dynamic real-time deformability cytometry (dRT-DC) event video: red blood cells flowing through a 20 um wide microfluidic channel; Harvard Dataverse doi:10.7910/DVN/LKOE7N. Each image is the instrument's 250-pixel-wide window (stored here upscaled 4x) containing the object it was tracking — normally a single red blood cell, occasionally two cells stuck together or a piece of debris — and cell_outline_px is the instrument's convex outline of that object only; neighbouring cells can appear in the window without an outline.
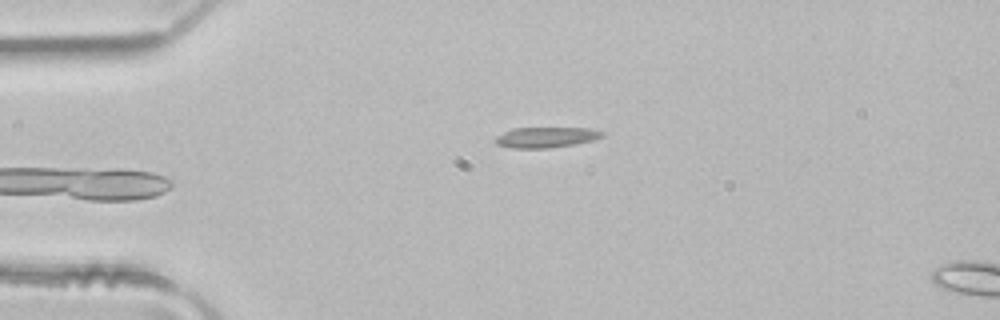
{"species": "common noctule bat (a hibernating species)", "species_latin": "Nyctalus noctula", "temperature_condition": "room temperature", "stored_images_in_passage": 4, "camera_frame_rate_fps": 3000, "um_per_image_px": 0.085, "animal": {"sex": "male", "body_mass_g": 21.5, "forearm_length_mm": 52.0}, "frame": {"image": 1, "passage_image": 4, "time_ms": 1.0, "image_size_px": [1000, 320], "cell_outline_px": [[604, 136], [592, 140], [572, 144], [548, 148], [512, 148], [496, 144], [492, 140], [496, 136], [512, 128], [592, 128], [604, 132]], "centroid_in_image_um": [46.37, 11.66], "position_along_channel_um": 38.6, "area_um2": 12.77}}